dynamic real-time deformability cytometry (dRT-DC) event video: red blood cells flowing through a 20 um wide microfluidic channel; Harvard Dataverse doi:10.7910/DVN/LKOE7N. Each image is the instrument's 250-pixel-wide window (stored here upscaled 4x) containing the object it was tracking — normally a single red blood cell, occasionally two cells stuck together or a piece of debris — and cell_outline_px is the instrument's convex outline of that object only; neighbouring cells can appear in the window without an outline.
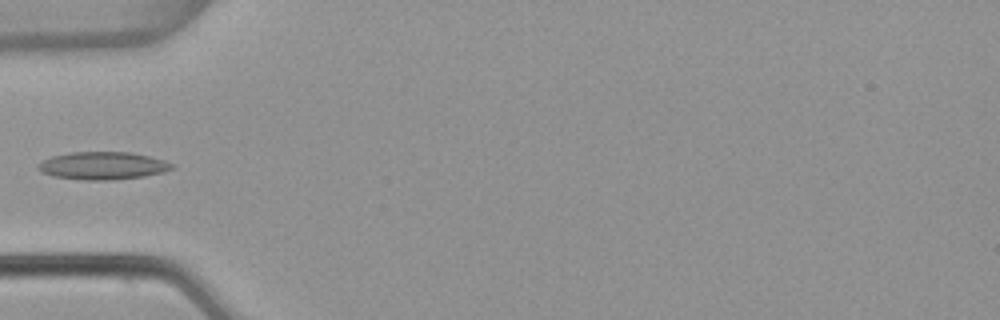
{"species": "common noctule bat (a hibernating species)", "species_latin": "Nyctalus noctula", "temperature_condition": "warm", "stored_images_in_passage": 4, "camera_frame_rate_fps": 3000, "um_per_image_px": 0.085, "animal": {"sex": "female", "body_mass_g": 22.7, "forearm_length_mm": 54.2}, "frame": {"image": 1, "passage_image": 4, "time_ms": 1.0, "image_size_px": [1000, 320], "cell_outline_px": [[176, 168], [164, 172], [144, 176], [112, 180], [84, 180], [52, 176], [36, 168], [36, 164], [52, 156], [68, 152], [128, 152], [148, 156], [164, 160], [176, 164]], "centroid_in_image_um": [8.76, 14.08], "position_along_channel_um": 76.2, "area_um2": 21.73}}